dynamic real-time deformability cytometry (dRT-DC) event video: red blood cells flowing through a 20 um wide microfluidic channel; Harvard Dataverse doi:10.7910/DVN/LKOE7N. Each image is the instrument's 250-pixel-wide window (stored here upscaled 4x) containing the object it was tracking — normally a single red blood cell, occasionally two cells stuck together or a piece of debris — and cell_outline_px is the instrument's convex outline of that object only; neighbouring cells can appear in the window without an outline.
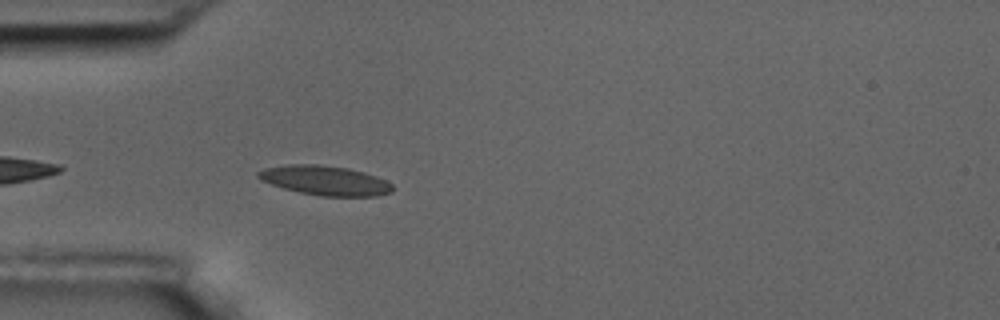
{"species": "common noctule bat (a hibernating species)", "species_latin": "Nyctalus noctula", "temperature_condition": "room temperature", "stored_images_in_passage": 4, "camera_frame_rate_fps": 3000, "um_per_image_px": 0.085, "animal": {"sex": "male", "body_mass_g": 17.5, "forearm_length_mm": 52.3}, "frame": {"image": 1, "passage_image": 4, "time_ms": 3.333, "image_size_px": [1000, 320], "cell_outline_px": [[392, 192], [376, 196], [320, 196], [300, 192], [284, 188], [260, 180], [256, 176], [256, 172], [264, 168], [288, 164], [316, 164], [348, 168], [364, 172], [376, 176], [392, 184]], "centroid_in_image_um": [27.61, 15.33], "position_along_channel_um": 57.4, "area_um2": 23.06}}